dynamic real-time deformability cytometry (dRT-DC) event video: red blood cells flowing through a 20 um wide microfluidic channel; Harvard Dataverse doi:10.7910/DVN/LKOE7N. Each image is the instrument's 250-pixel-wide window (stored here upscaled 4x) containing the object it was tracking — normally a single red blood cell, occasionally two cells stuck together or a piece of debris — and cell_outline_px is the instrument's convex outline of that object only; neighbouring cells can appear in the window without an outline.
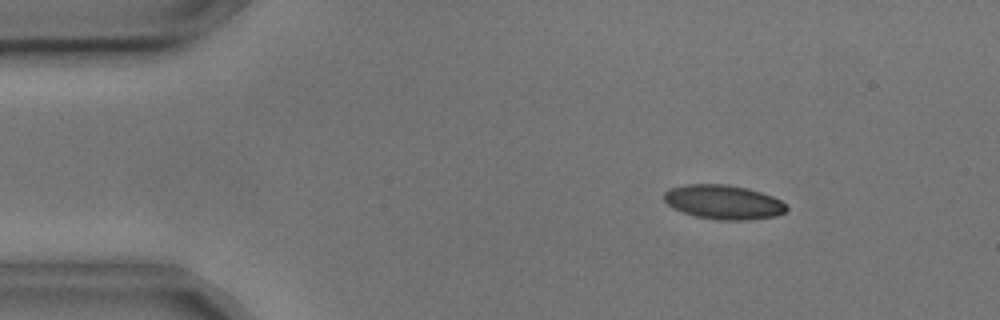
{"species": "common noctule bat (a hibernating species)", "species_latin": "Nyctalus noctula", "temperature_condition": "cold", "stored_images_in_passage": 4, "camera_frame_rate_fps": 3000, "um_per_image_px": 0.085, "animal": {"sex": "male", "body_mass_g": 17.9, "forearm_length_mm": 54.2}, "frame": {"image": 1, "passage_image": 2, "time_ms": 0.333, "image_size_px": [1000, 320], "cell_outline_px": [[788, 208], [784, 212], [776, 216], [748, 220], [720, 220], [696, 216], [672, 208], [664, 200], [664, 192], [668, 188], [688, 184], [728, 184], [748, 188], [772, 196], [780, 200]], "centroid_in_image_um": [61.48, 17.17], "position_along_channel_um": 23.5, "area_um2": 24.45}}